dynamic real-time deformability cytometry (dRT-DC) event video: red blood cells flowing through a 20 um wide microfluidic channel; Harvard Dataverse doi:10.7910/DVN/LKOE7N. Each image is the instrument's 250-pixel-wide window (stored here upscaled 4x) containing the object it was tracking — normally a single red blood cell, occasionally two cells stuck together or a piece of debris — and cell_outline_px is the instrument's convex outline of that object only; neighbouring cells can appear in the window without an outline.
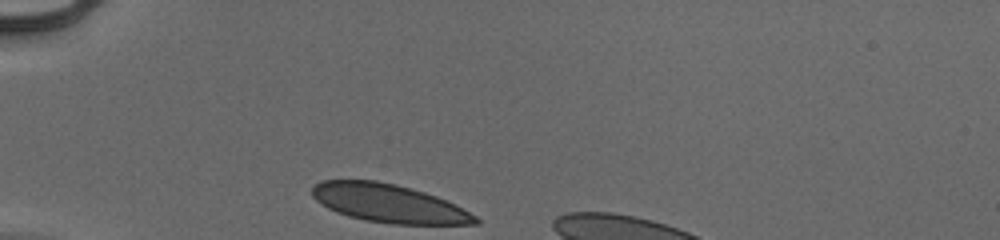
{"species": "human", "species_latin": "Homo sapiens", "temperature_condition": "cold", "stored_images_in_passage": 30, "camera_frame_rate_fps": 3000, "um_per_image_px": 0.085, "donor": {"sex": "male"}, "frame": {"image": 1, "passage_image": 1, "time_ms": 0.0, "image_size_px": [1000, 240], "cell_outline_px": [[480, 224], [392, 224], [364, 220], [348, 216], [336, 212], [328, 208], [316, 200], [312, 196], [312, 188], [316, 184], [324, 180], [376, 180], [396, 184], [424, 192], [436, 196], [476, 216], [480, 220]], "centroid_in_image_um": [33.01, 17.29], "position_along_channel_um": 52.0, "area_um2": 36.13}}
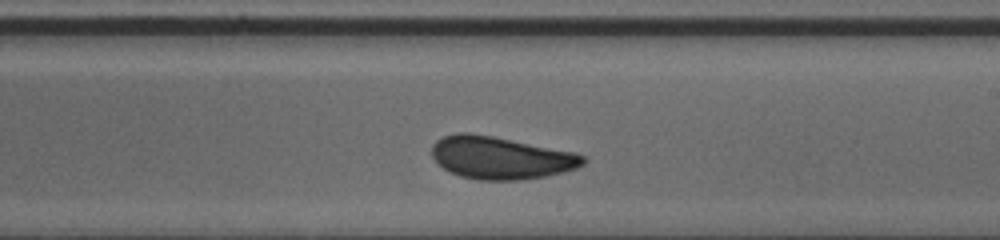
{"frame": {"image": 2, "passage_image": 18, "time_ms": 5.667, "image_size_px": [1000, 240], "cell_outline_px": [[584, 164], [576, 168], [548, 176], [520, 180], [480, 180], [460, 176], [444, 168], [432, 156], [432, 144], [436, 140], [444, 136], [456, 132], [468, 132], [492, 136], [576, 152], [584, 156]], "centroid_in_image_um": [42.56, 13.4], "position_along_channel_um": 246.4, "area_um2": 37.4}}
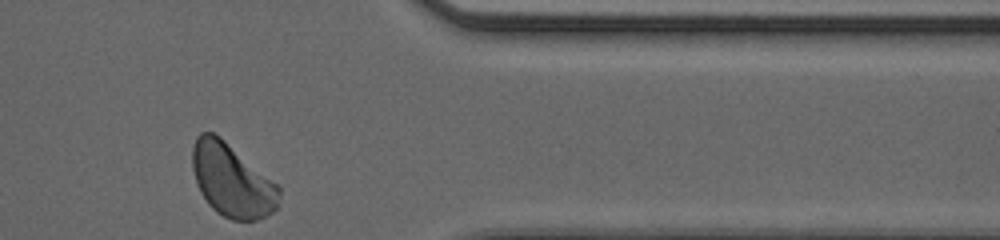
{"frame": {"image": 3, "passage_image": 30, "time_ms": 9.667, "image_size_px": [1000, 240], "cell_outline_px": [[280, 196], [276, 208], [272, 212], [256, 220], [232, 220], [216, 212], [208, 204], [200, 192], [196, 184], [192, 168], [192, 148], [196, 136], [200, 132], [212, 132], [220, 136], [276, 184], [280, 188]], "centroid_in_image_um": [19.67, 15.32], "position_along_channel_um": 391.7, "area_um2": 36.7}, "authors_computed_cell_mechanics": {"area_um2": 37.3388, "velocity_mm_per_s": 3.905, "shape_relaxation_time_tau1_ms": 6.8278, "shape_relaxation_time_tau2_ms": null, "deformation_change_tau1": 0.1368, "deformation_change_tau2": null}}